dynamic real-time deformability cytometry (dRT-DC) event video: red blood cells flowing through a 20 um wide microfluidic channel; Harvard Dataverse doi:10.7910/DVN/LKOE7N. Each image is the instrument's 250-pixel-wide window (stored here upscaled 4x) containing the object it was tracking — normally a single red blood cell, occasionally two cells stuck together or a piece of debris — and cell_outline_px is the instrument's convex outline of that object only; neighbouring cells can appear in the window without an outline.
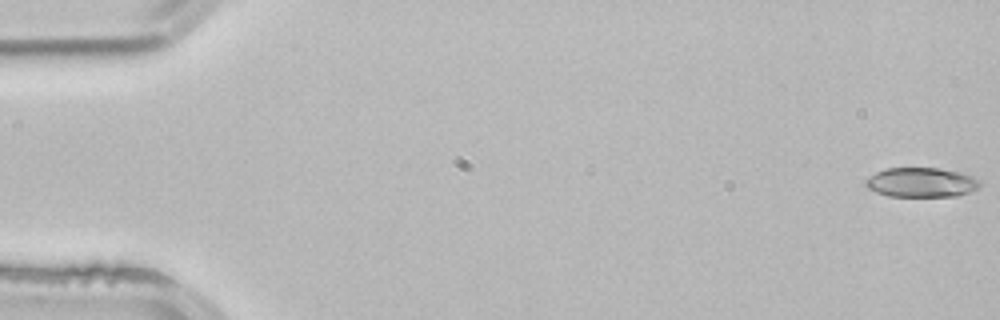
{"species": "common noctule bat (a hibernating species)", "species_latin": "Nyctalus noctula", "temperature_condition": "room temperature", "stored_images_in_passage": 53, "camera_frame_rate_fps": 3000, "um_per_image_px": 0.085, "animal": {"sex": "male", "body_mass_g": 21.5, "forearm_length_mm": 52.0}, "frame": {"image": 1, "passage_image": 1, "time_ms": 0.0, "image_size_px": [1000, 320], "cell_outline_px": [[980, 188], [972, 192], [956, 196], [888, 196], [876, 192], [868, 188], [864, 184], [864, 180], [868, 176], [884, 168], [940, 168], [960, 172], [972, 176], [980, 184]], "centroid_in_image_um": [78.29, 15.5], "position_along_channel_um": 6.7, "area_um2": 19.83}}
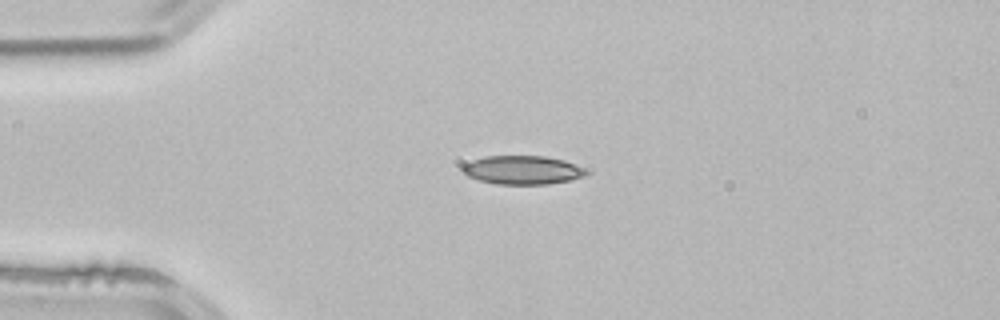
{"frame": {"image": 2, "passage_image": 13, "time_ms": 4.0, "image_size_px": [1000, 320], "cell_outline_px": [[588, 172], [584, 176], [572, 180], [548, 184], [496, 184], [480, 180], [468, 176], [460, 172], [460, 168], [464, 164], [472, 160], [484, 156], [544, 156], [564, 160], [584, 168]], "centroid_in_image_um": [44.38, 14.45], "position_along_channel_um": 40.6, "area_um2": 20.75}}
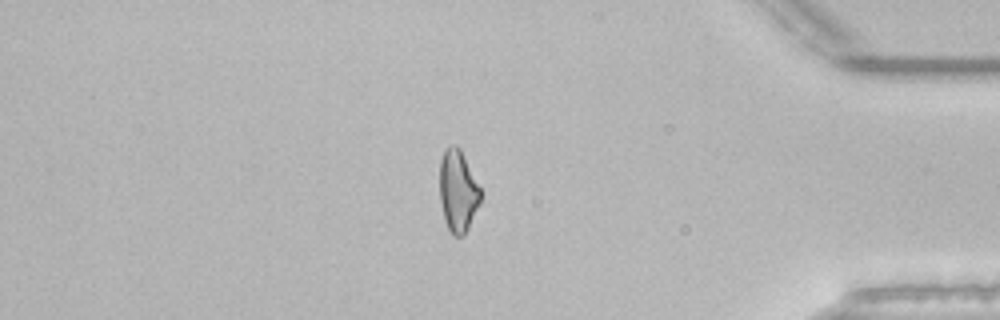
{"frame": {"image": 3, "passage_image": 45, "time_ms": 14.667, "image_size_px": [1000, 320], "cell_outline_px": [[480, 204], [464, 236], [452, 236], [444, 220], [440, 200], [440, 160], [444, 148], [452, 144], [456, 144], [460, 148], [480, 188]], "centroid_in_image_um": [38.91, 16.23], "position_along_channel_um": 396.3, "area_um2": 19.59}, "authors_computed_cell_mechanics": {"area_um2": 20.2878, "velocity_mm_per_s": 3.8846, "shape_relaxation_time_tau1_ms": 8.2027, "shape_relaxation_time_tau2_ms": 3.7554, "deformation_change_tau1": 0.1956, "deformation_change_tau2": 0.1048}}